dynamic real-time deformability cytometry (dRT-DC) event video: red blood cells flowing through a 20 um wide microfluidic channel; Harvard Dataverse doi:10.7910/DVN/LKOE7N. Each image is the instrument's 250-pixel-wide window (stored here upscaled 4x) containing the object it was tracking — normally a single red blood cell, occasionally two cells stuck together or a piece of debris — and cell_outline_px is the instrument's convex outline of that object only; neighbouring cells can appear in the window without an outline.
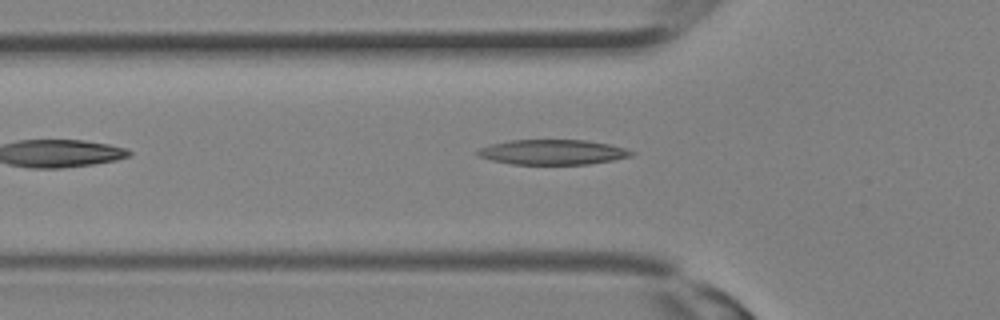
{"species": "Egyptian fruit bat (a non-hibernating species)", "species_latin": "Rousettus aegyptiacus", "temperature_condition": "room temperature", "stored_images_in_passage": 10, "camera_frame_rate_fps": 3000, "um_per_image_px": 0.085, "animal": {"sex": "female"}, "frame": {"image": 1, "passage_image": 10, "time_ms": 3.0, "image_size_px": [1000, 320], "cell_outline_px": [[636, 152], [632, 156], [612, 160], [588, 164], [512, 164], [492, 160], [476, 156], [476, 152], [480, 148], [492, 144], [508, 140], [584, 140], [608, 144], [624, 148]], "centroid_in_image_um": [46.96, 12.93], "position_along_channel_um": 78.8, "area_um2": 22.31}}